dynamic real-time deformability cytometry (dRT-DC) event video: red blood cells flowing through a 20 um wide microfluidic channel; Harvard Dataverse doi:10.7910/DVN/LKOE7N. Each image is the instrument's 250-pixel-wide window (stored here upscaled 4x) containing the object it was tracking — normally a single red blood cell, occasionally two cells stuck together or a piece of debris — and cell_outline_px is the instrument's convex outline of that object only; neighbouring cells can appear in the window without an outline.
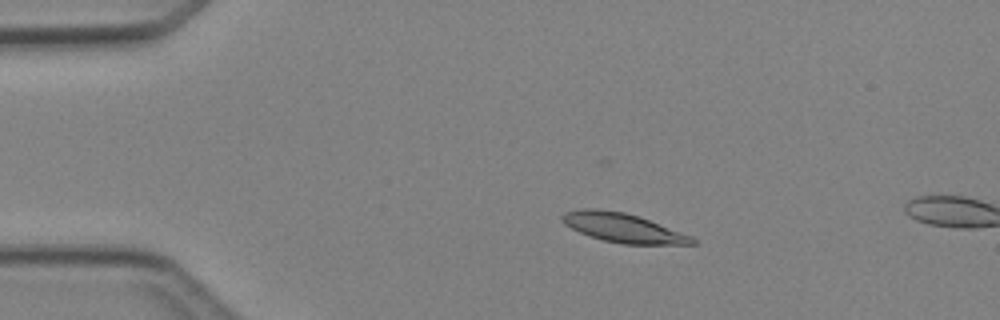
{"species": "Egyptian fruit bat (a non-hibernating species)", "species_latin": "Rousettus aegyptiacus", "temperature_condition": "cold", "stored_images_in_passage": 3, "camera_frame_rate_fps": 3000, "um_per_image_px": 0.085, "animal": {"sex": "female"}, "frame": {"image": 1, "passage_image": 2, "time_ms": 2.0, "image_size_px": [1000, 320], "cell_outline_px": [[696, 244], [624, 244], [604, 240], [588, 236], [564, 224], [560, 220], [560, 216], [564, 212], [584, 208], [596, 208], [624, 212], [648, 220], [692, 236], [696, 240]], "centroid_in_image_um": [52.9, 19.36], "position_along_channel_um": 32.1, "area_um2": 21.85}}